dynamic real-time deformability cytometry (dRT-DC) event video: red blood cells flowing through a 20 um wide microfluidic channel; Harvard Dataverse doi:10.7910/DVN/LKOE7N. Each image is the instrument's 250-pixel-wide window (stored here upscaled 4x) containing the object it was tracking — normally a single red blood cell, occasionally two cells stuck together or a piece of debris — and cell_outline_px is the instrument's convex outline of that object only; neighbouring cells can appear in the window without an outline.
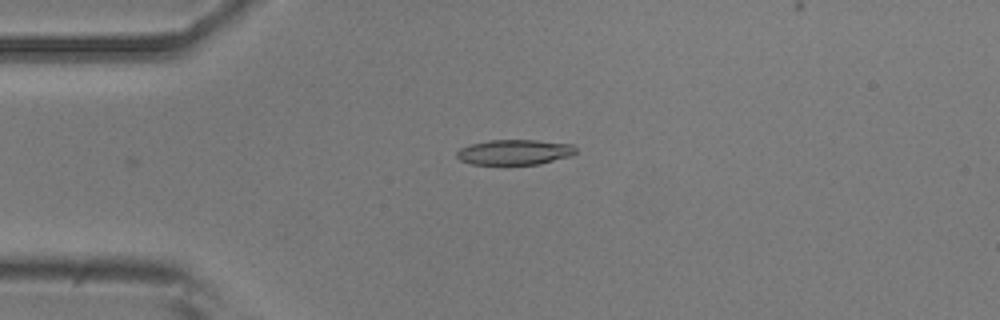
{"species": "common noctule bat (a hibernating species)", "species_latin": "Nyctalus noctula", "temperature_condition": "room temperature", "stored_images_in_passage": 37, "camera_frame_rate_fps": 3000, "um_per_image_px": 0.085, "animal": {"sex": "male", "body_mass_g": 20.5, "forearm_length_mm": 52.5}, "frame": {"image": 1, "passage_image": 1, "time_ms": 0.0, "image_size_px": [1000, 320], "cell_outline_px": [[576, 152], [572, 156], [540, 164], [472, 164], [460, 160], [456, 156], [456, 152], [460, 148], [472, 144], [488, 140], [536, 140], [572, 144], [576, 148]], "centroid_in_image_um": [43.76, 12.93], "position_along_channel_um": 41.2, "area_um2": 17.51}}
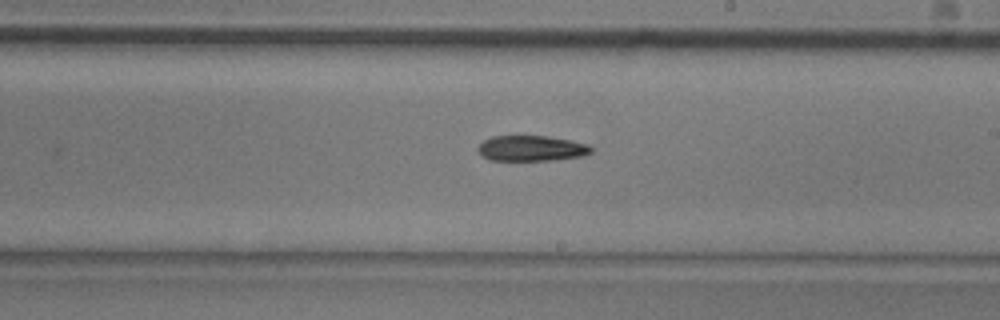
{"frame": {"image": 2, "passage_image": 18, "time_ms": 5.667, "image_size_px": [1000, 320], "cell_outline_px": [[592, 152], [580, 156], [556, 160], [492, 160], [480, 156], [476, 148], [484, 140], [492, 136], [548, 136], [572, 140], [588, 144], [592, 148]], "centroid_in_image_um": [45.15, 12.6], "position_along_channel_um": 243.8, "area_um2": 16.94}}
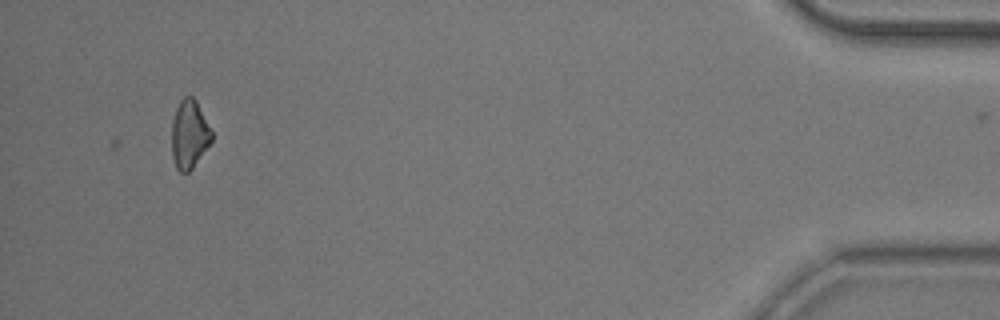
{"frame": {"image": 3, "passage_image": 37, "time_ms": 12.0, "image_size_px": [1000, 320], "cell_outline_px": [[212, 140], [192, 168], [188, 172], [180, 172], [176, 168], [172, 156], [172, 120], [176, 108], [180, 100], [184, 96], [192, 96], [196, 100], [212, 132]], "centroid_in_image_um": [16.07, 11.4], "position_along_channel_um": 419.1, "area_um2": 15.78}, "authors_computed_cell_mechanics": {"area_um2": 17.2822, "velocity_mm_per_s": 3.9657, "shape_relaxation_time_tau1_ms": 8.9449, "shape_relaxation_time_tau2_ms": null, "deformation_change_tau1": 0.1653, "deformation_change_tau2": null}}